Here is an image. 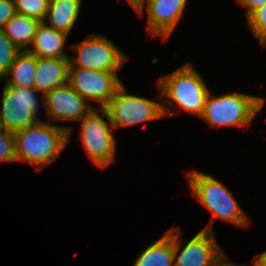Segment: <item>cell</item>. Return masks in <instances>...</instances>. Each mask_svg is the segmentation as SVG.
I'll return each mask as SVG.
<instances>
[{
    "label": "cell",
    "instance_id": "obj_1",
    "mask_svg": "<svg viewBox=\"0 0 266 266\" xmlns=\"http://www.w3.org/2000/svg\"><path fill=\"white\" fill-rule=\"evenodd\" d=\"M71 131L69 126L39 121L15 132L16 160L31 163L41 170L60 156L70 141Z\"/></svg>",
    "mask_w": 266,
    "mask_h": 266
},
{
    "label": "cell",
    "instance_id": "obj_2",
    "mask_svg": "<svg viewBox=\"0 0 266 266\" xmlns=\"http://www.w3.org/2000/svg\"><path fill=\"white\" fill-rule=\"evenodd\" d=\"M188 182L192 195L211 213L210 223L204 230L213 231L214 218L222 219L233 225L246 227L250 218L244 213L232 193L218 179L203 172L190 171Z\"/></svg>",
    "mask_w": 266,
    "mask_h": 266
},
{
    "label": "cell",
    "instance_id": "obj_3",
    "mask_svg": "<svg viewBox=\"0 0 266 266\" xmlns=\"http://www.w3.org/2000/svg\"><path fill=\"white\" fill-rule=\"evenodd\" d=\"M157 84L165 103L201 117L210 90L191 63L161 77Z\"/></svg>",
    "mask_w": 266,
    "mask_h": 266
},
{
    "label": "cell",
    "instance_id": "obj_4",
    "mask_svg": "<svg viewBox=\"0 0 266 266\" xmlns=\"http://www.w3.org/2000/svg\"><path fill=\"white\" fill-rule=\"evenodd\" d=\"M209 92L201 117L210 126H249L265 99L241 93L214 97Z\"/></svg>",
    "mask_w": 266,
    "mask_h": 266
},
{
    "label": "cell",
    "instance_id": "obj_5",
    "mask_svg": "<svg viewBox=\"0 0 266 266\" xmlns=\"http://www.w3.org/2000/svg\"><path fill=\"white\" fill-rule=\"evenodd\" d=\"M114 129L132 126L174 114L163 103L127 94L122 85L104 107Z\"/></svg>",
    "mask_w": 266,
    "mask_h": 266
},
{
    "label": "cell",
    "instance_id": "obj_6",
    "mask_svg": "<svg viewBox=\"0 0 266 266\" xmlns=\"http://www.w3.org/2000/svg\"><path fill=\"white\" fill-rule=\"evenodd\" d=\"M100 111L102 116L107 117L109 123L98 114L94 107L80 120L82 122L80 135L82 144L93 163L105 168L114 161L116 140L112 134L114 127L106 110L100 108Z\"/></svg>",
    "mask_w": 266,
    "mask_h": 266
},
{
    "label": "cell",
    "instance_id": "obj_7",
    "mask_svg": "<svg viewBox=\"0 0 266 266\" xmlns=\"http://www.w3.org/2000/svg\"><path fill=\"white\" fill-rule=\"evenodd\" d=\"M77 53L69 59V68H84L117 73L128 60L126 55L112 41L103 35H89L86 39L72 45Z\"/></svg>",
    "mask_w": 266,
    "mask_h": 266
},
{
    "label": "cell",
    "instance_id": "obj_8",
    "mask_svg": "<svg viewBox=\"0 0 266 266\" xmlns=\"http://www.w3.org/2000/svg\"><path fill=\"white\" fill-rule=\"evenodd\" d=\"M36 92L34 87L4 86L0 128L15 133L42 121L37 117L40 104Z\"/></svg>",
    "mask_w": 266,
    "mask_h": 266
},
{
    "label": "cell",
    "instance_id": "obj_9",
    "mask_svg": "<svg viewBox=\"0 0 266 266\" xmlns=\"http://www.w3.org/2000/svg\"><path fill=\"white\" fill-rule=\"evenodd\" d=\"M68 84L84 99L98 102L100 108L123 85L117 73L84 68H69Z\"/></svg>",
    "mask_w": 266,
    "mask_h": 266
},
{
    "label": "cell",
    "instance_id": "obj_10",
    "mask_svg": "<svg viewBox=\"0 0 266 266\" xmlns=\"http://www.w3.org/2000/svg\"><path fill=\"white\" fill-rule=\"evenodd\" d=\"M213 233L203 229L183 247L181 232L173 227L174 266H209L222 251Z\"/></svg>",
    "mask_w": 266,
    "mask_h": 266
},
{
    "label": "cell",
    "instance_id": "obj_11",
    "mask_svg": "<svg viewBox=\"0 0 266 266\" xmlns=\"http://www.w3.org/2000/svg\"><path fill=\"white\" fill-rule=\"evenodd\" d=\"M42 99L50 121H80L93 109L68 83L46 93Z\"/></svg>",
    "mask_w": 266,
    "mask_h": 266
},
{
    "label": "cell",
    "instance_id": "obj_12",
    "mask_svg": "<svg viewBox=\"0 0 266 266\" xmlns=\"http://www.w3.org/2000/svg\"><path fill=\"white\" fill-rule=\"evenodd\" d=\"M187 0H140L135 10L143 16V9L147 3L148 33L168 39L178 24Z\"/></svg>",
    "mask_w": 266,
    "mask_h": 266
},
{
    "label": "cell",
    "instance_id": "obj_13",
    "mask_svg": "<svg viewBox=\"0 0 266 266\" xmlns=\"http://www.w3.org/2000/svg\"><path fill=\"white\" fill-rule=\"evenodd\" d=\"M70 58H39L36 56V73L33 87L43 95L68 83Z\"/></svg>",
    "mask_w": 266,
    "mask_h": 266
},
{
    "label": "cell",
    "instance_id": "obj_14",
    "mask_svg": "<svg viewBox=\"0 0 266 266\" xmlns=\"http://www.w3.org/2000/svg\"><path fill=\"white\" fill-rule=\"evenodd\" d=\"M67 36V33L48 26L46 21L40 22L31 44L34 48L27 51L39 58H70L64 53Z\"/></svg>",
    "mask_w": 266,
    "mask_h": 266
},
{
    "label": "cell",
    "instance_id": "obj_15",
    "mask_svg": "<svg viewBox=\"0 0 266 266\" xmlns=\"http://www.w3.org/2000/svg\"><path fill=\"white\" fill-rule=\"evenodd\" d=\"M133 266H174L173 227L143 250Z\"/></svg>",
    "mask_w": 266,
    "mask_h": 266
},
{
    "label": "cell",
    "instance_id": "obj_16",
    "mask_svg": "<svg viewBox=\"0 0 266 266\" xmlns=\"http://www.w3.org/2000/svg\"><path fill=\"white\" fill-rule=\"evenodd\" d=\"M82 0H50L45 16L52 28L69 35L78 19Z\"/></svg>",
    "mask_w": 266,
    "mask_h": 266
},
{
    "label": "cell",
    "instance_id": "obj_17",
    "mask_svg": "<svg viewBox=\"0 0 266 266\" xmlns=\"http://www.w3.org/2000/svg\"><path fill=\"white\" fill-rule=\"evenodd\" d=\"M35 73L36 56L27 50H21L2 79L7 80V87H33Z\"/></svg>",
    "mask_w": 266,
    "mask_h": 266
},
{
    "label": "cell",
    "instance_id": "obj_18",
    "mask_svg": "<svg viewBox=\"0 0 266 266\" xmlns=\"http://www.w3.org/2000/svg\"><path fill=\"white\" fill-rule=\"evenodd\" d=\"M40 21L16 13L1 29L12 43L20 50H27V45L32 44Z\"/></svg>",
    "mask_w": 266,
    "mask_h": 266
},
{
    "label": "cell",
    "instance_id": "obj_19",
    "mask_svg": "<svg viewBox=\"0 0 266 266\" xmlns=\"http://www.w3.org/2000/svg\"><path fill=\"white\" fill-rule=\"evenodd\" d=\"M50 0H14L16 13L43 22Z\"/></svg>",
    "mask_w": 266,
    "mask_h": 266
},
{
    "label": "cell",
    "instance_id": "obj_20",
    "mask_svg": "<svg viewBox=\"0 0 266 266\" xmlns=\"http://www.w3.org/2000/svg\"><path fill=\"white\" fill-rule=\"evenodd\" d=\"M20 51L5 33L0 30V80L8 72L10 66L14 63L16 55Z\"/></svg>",
    "mask_w": 266,
    "mask_h": 266
},
{
    "label": "cell",
    "instance_id": "obj_21",
    "mask_svg": "<svg viewBox=\"0 0 266 266\" xmlns=\"http://www.w3.org/2000/svg\"><path fill=\"white\" fill-rule=\"evenodd\" d=\"M16 160L14 133L0 128V162Z\"/></svg>",
    "mask_w": 266,
    "mask_h": 266
},
{
    "label": "cell",
    "instance_id": "obj_22",
    "mask_svg": "<svg viewBox=\"0 0 266 266\" xmlns=\"http://www.w3.org/2000/svg\"><path fill=\"white\" fill-rule=\"evenodd\" d=\"M249 29L260 40L266 34V3L248 18Z\"/></svg>",
    "mask_w": 266,
    "mask_h": 266
},
{
    "label": "cell",
    "instance_id": "obj_23",
    "mask_svg": "<svg viewBox=\"0 0 266 266\" xmlns=\"http://www.w3.org/2000/svg\"><path fill=\"white\" fill-rule=\"evenodd\" d=\"M15 14L14 0H0V30Z\"/></svg>",
    "mask_w": 266,
    "mask_h": 266
},
{
    "label": "cell",
    "instance_id": "obj_24",
    "mask_svg": "<svg viewBox=\"0 0 266 266\" xmlns=\"http://www.w3.org/2000/svg\"><path fill=\"white\" fill-rule=\"evenodd\" d=\"M237 2L247 8L246 16L248 18L254 11L261 8L266 3V0H237Z\"/></svg>",
    "mask_w": 266,
    "mask_h": 266
},
{
    "label": "cell",
    "instance_id": "obj_25",
    "mask_svg": "<svg viewBox=\"0 0 266 266\" xmlns=\"http://www.w3.org/2000/svg\"><path fill=\"white\" fill-rule=\"evenodd\" d=\"M226 260H227L226 255L221 251L209 266H243V265L232 264L231 262H228Z\"/></svg>",
    "mask_w": 266,
    "mask_h": 266
},
{
    "label": "cell",
    "instance_id": "obj_26",
    "mask_svg": "<svg viewBox=\"0 0 266 266\" xmlns=\"http://www.w3.org/2000/svg\"><path fill=\"white\" fill-rule=\"evenodd\" d=\"M252 262L254 266H266V251L257 254Z\"/></svg>",
    "mask_w": 266,
    "mask_h": 266
},
{
    "label": "cell",
    "instance_id": "obj_27",
    "mask_svg": "<svg viewBox=\"0 0 266 266\" xmlns=\"http://www.w3.org/2000/svg\"><path fill=\"white\" fill-rule=\"evenodd\" d=\"M259 42L262 46L266 45V34L259 40Z\"/></svg>",
    "mask_w": 266,
    "mask_h": 266
},
{
    "label": "cell",
    "instance_id": "obj_28",
    "mask_svg": "<svg viewBox=\"0 0 266 266\" xmlns=\"http://www.w3.org/2000/svg\"><path fill=\"white\" fill-rule=\"evenodd\" d=\"M140 0H128V2L135 8Z\"/></svg>",
    "mask_w": 266,
    "mask_h": 266
}]
</instances>
